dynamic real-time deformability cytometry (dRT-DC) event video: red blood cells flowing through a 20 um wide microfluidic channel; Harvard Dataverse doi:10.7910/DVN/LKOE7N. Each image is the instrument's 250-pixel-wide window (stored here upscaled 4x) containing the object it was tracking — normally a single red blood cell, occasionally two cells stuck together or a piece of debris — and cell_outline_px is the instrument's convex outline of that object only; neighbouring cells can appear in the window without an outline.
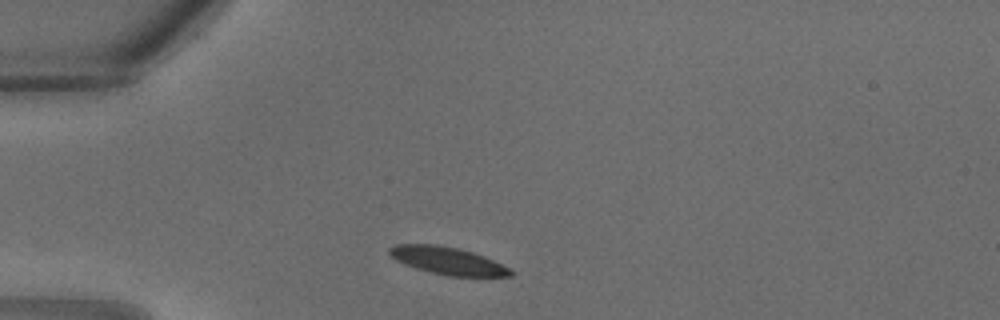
{"species": "common noctule bat (a hibernating species)", "species_latin": "Nyctalus noctula", "temperature_condition": "warm", "stored_images_in_passage": 25, "camera_frame_rate_fps": 3000, "um_per_image_px": 0.085, "animal": {"sex": "male", "body_mass_g": 18.8}, "frame": {"image": 1, "passage_image": 1, "time_ms": 0.0, "image_size_px": [1000, 320], "cell_outline_px": [[512, 276], [448, 276], [416, 268], [404, 264], [396, 260], [388, 252], [388, 248], [396, 244], [436, 244], [460, 248], [484, 256], [508, 268], [512, 272]], "centroid_in_image_um": [38.0, 22.15], "position_along_channel_um": 47.0, "area_um2": 19.19}}
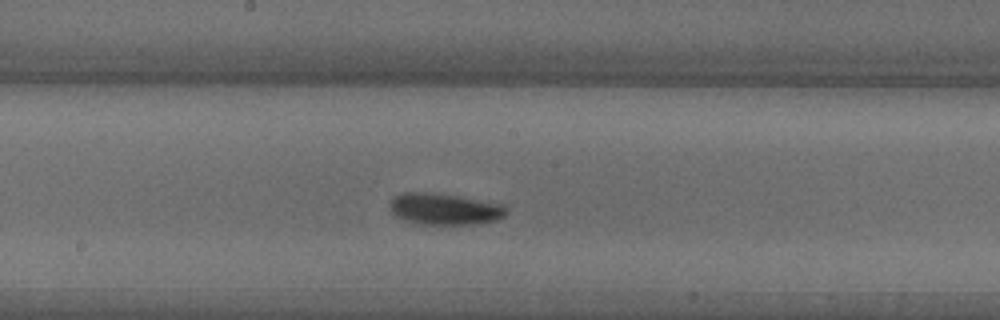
{"frame": {"image": 2, "passage_image": 10, "time_ms": 3.0, "image_size_px": [1000, 320], "cell_outline_px": [[508, 212], [504, 216], [496, 220], [472, 224], [420, 224], [404, 220], [396, 216], [388, 208], [388, 204], [396, 196], [404, 192], [432, 192], [504, 204], [508, 208]], "centroid_in_image_um": [37.78, 17.76], "position_along_channel_um": 210.4, "area_um2": 21.39}}
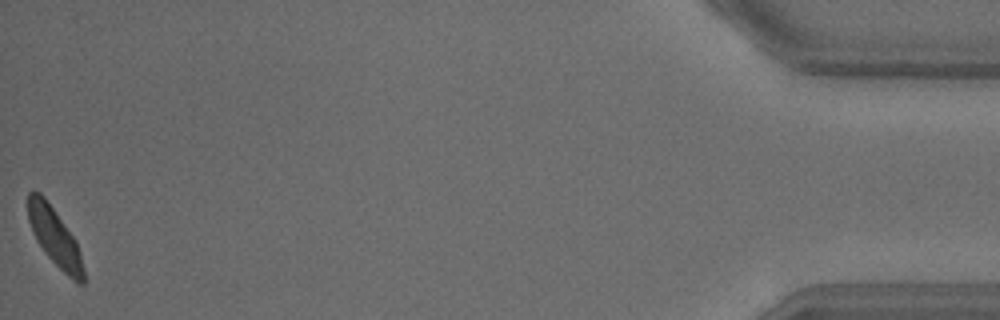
{"frame": {"image": 3, "passage_image": 25, "time_ms": 8.0, "image_size_px": [1000, 320], "cell_outline_px": [[84, 284], [80, 284], [72, 280], [44, 252], [36, 240], [32, 232], [28, 220], [28, 192], [40, 192], [44, 196], [76, 240], [80, 252], [84, 268]], "centroid_in_image_um": [4.66, 20.16], "position_along_channel_um": 430.5, "area_um2": 18.61}}